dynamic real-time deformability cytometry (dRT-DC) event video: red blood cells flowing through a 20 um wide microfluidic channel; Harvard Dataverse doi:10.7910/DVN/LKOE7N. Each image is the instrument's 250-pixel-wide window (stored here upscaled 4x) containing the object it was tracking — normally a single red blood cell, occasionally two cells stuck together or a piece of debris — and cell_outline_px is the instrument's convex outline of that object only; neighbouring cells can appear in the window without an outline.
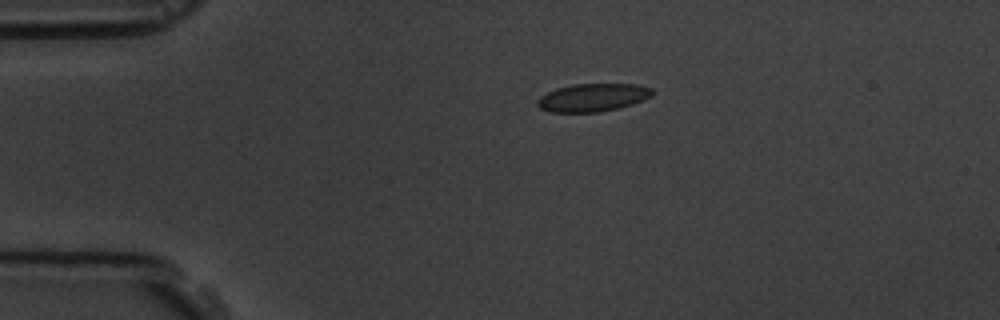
{"species": "common noctule bat (a hibernating species)", "species_latin": "Nyctalus noctula", "temperature_condition": "room temperature", "stored_images_in_passage": 3, "camera_frame_rate_fps": 3000, "um_per_image_px": 0.085, "animal": {"sex": "male", "body_mass_g": 19.5, "forearm_length_mm": 54.6}, "frame": {"image": 1, "passage_image": 1, "time_ms": 0.0, "image_size_px": [1000, 320], "cell_outline_px": [[652, 96], [632, 104], [620, 108], [596, 112], [548, 112], [540, 108], [536, 104], [536, 100], [540, 96], [556, 88], [572, 84], [640, 84], [652, 88]], "centroid_in_image_um": [50.36, 8.28], "position_along_channel_um": 34.6, "area_um2": 18.84}}
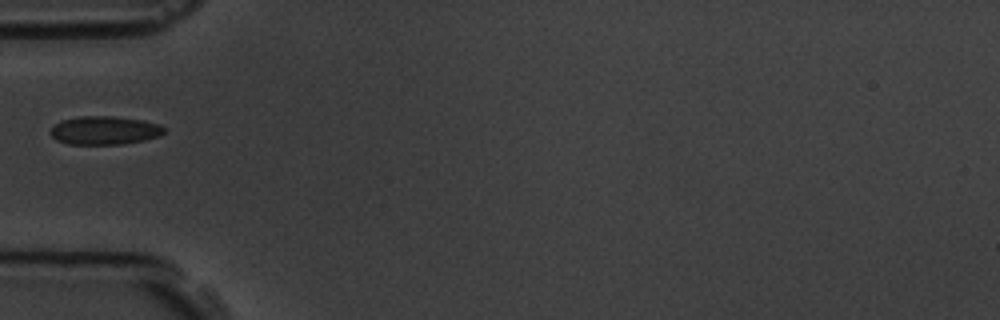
{"frame": {"image": 2, "passage_image": 3, "time_ms": 2.333, "image_size_px": [1000, 320], "cell_outline_px": [[168, 128], [160, 136], [144, 140], [124, 144], [68, 144], [56, 140], [48, 132], [60, 120], [80, 116], [112, 116], [140, 120], [160, 124]], "centroid_in_image_um": [8.9, 11.08], "position_along_channel_um": 76.1, "area_um2": 18.96}}